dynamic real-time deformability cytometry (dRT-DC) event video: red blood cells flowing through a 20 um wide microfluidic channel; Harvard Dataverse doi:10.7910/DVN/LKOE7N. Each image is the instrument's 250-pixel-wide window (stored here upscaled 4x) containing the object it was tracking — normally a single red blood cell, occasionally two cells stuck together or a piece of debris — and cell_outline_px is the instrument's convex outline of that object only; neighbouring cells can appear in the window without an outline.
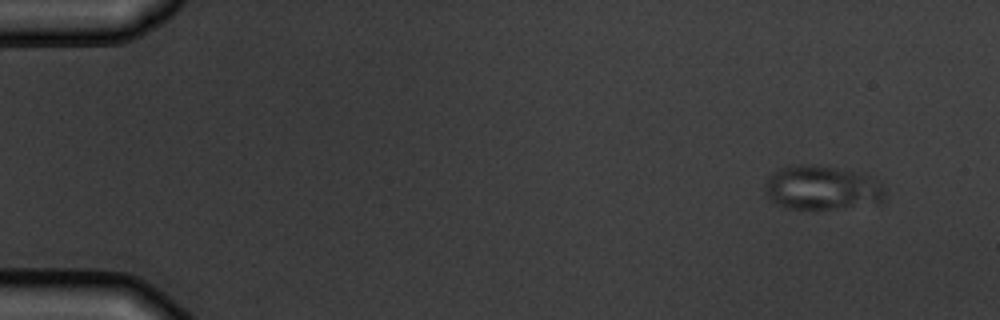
{"species": "common noctule bat (a hibernating species)", "species_latin": "Nyctalus noctula", "temperature_condition": "warm", "stored_images_in_passage": 4, "camera_frame_rate_fps": 3000, "um_per_image_px": 0.085, "animal": {"sex": "male", "body_mass_g": 19.5, "forearm_length_mm": 54.6}, "frame": {"image": 1, "passage_image": 1, "time_ms": 0.0, "image_size_px": [1000, 320], "cell_outline_px": [[888, 188], [884, 200], [880, 204], [828, 208], [788, 208], [776, 204], [764, 192], [764, 184], [768, 176], [772, 172], [788, 164], [820, 164], [864, 172]], "centroid_in_image_um": [69.91, 15.92], "position_along_channel_um": 15.1, "area_um2": 31.79}}